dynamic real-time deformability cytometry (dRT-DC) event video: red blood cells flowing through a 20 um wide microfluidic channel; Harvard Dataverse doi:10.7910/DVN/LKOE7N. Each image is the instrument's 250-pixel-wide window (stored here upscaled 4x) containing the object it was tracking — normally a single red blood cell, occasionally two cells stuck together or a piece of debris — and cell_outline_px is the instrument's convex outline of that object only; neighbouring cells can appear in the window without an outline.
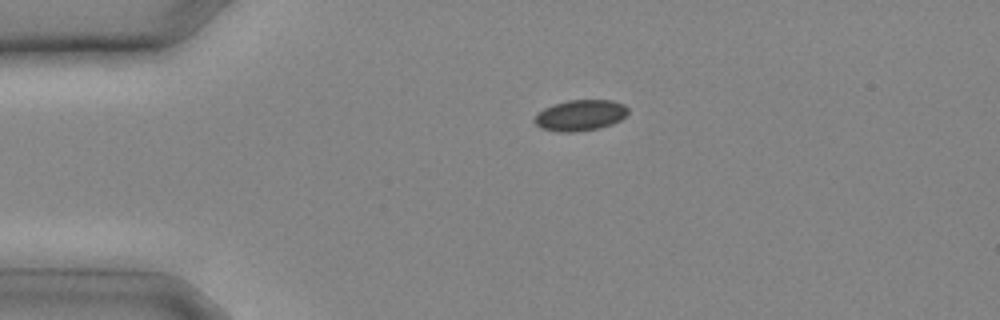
{"species": "common noctule bat (a hibernating species)", "species_latin": "Nyctalus noctula", "temperature_condition": "cold", "stored_images_in_passage": 6, "camera_frame_rate_fps": 3000, "um_per_image_px": 0.085, "animal": {"sex": "male", "body_mass_g": 20.4}, "frame": {"image": 1, "passage_image": 2, "time_ms": 0.333, "image_size_px": [1000, 320], "cell_outline_px": [[628, 112], [620, 120], [612, 124], [600, 128], [572, 132], [560, 132], [540, 128], [532, 120], [536, 112], [552, 104], [568, 100], [612, 100], [624, 104], [628, 108]], "centroid_in_image_um": [49.28, 9.79], "position_along_channel_um": 35.7, "area_um2": 17.05}}